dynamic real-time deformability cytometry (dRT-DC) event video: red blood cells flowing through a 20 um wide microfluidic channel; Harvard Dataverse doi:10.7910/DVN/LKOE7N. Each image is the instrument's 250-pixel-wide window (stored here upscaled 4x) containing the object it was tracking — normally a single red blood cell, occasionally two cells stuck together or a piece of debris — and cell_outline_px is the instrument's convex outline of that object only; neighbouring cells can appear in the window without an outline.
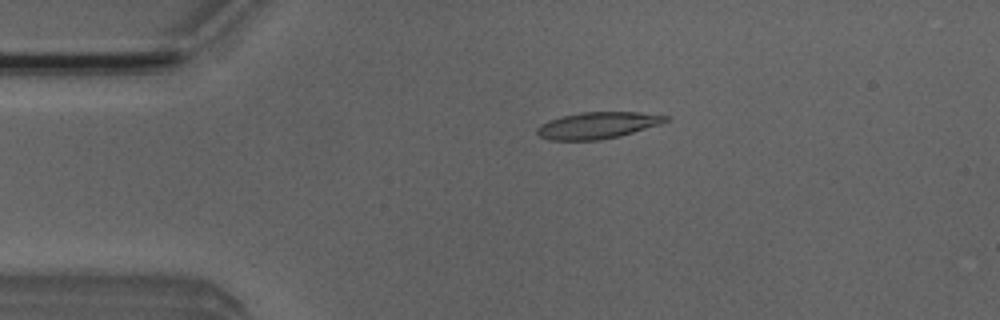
{"species": "Egyptian fruit bat (a non-hibernating species)", "species_latin": "Rousettus aegyptiacus", "temperature_condition": "room temperature", "stored_images_in_passage": 39, "camera_frame_rate_fps": 3000, "um_per_image_px": 0.085, "animal": {"sex": "male"}, "frame": {"image": 1, "passage_image": 5, "time_ms": 1.333, "image_size_px": [1000, 320], "cell_outline_px": [[668, 120], [660, 124], [620, 136], [600, 140], [548, 140], [540, 136], [536, 132], [536, 128], [540, 124], [548, 120], [580, 112], [640, 112], [668, 116]], "centroid_in_image_um": [50.77, 10.65], "position_along_channel_um": 34.2, "area_um2": 19.88}}
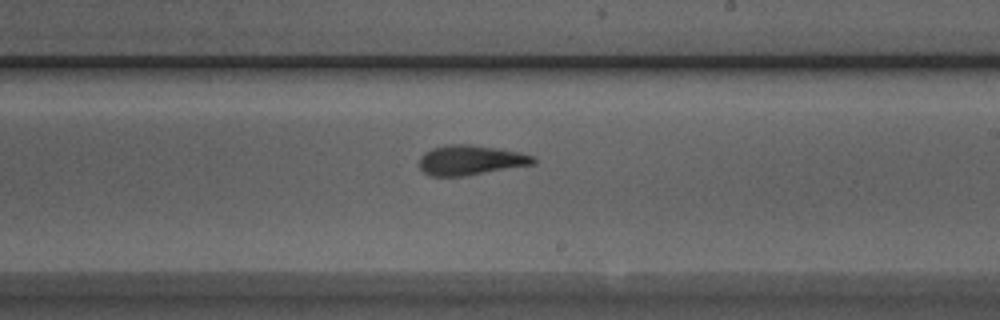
{"frame": {"image": 2, "passage_image": 24, "time_ms": 7.667, "image_size_px": [1000, 320], "cell_outline_px": [[536, 164], [464, 176], [428, 176], [420, 168], [420, 156], [424, 152], [432, 148], [448, 144], [468, 144], [520, 152], [536, 156]], "centroid_in_image_um": [40.01, 13.61], "position_along_channel_um": 249.0, "area_um2": 19.94}}
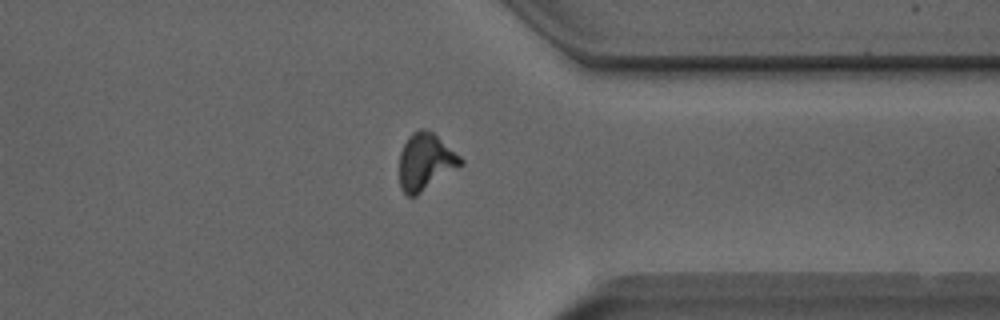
{"frame": {"image": 3, "passage_image": 34, "time_ms": 11.0, "image_size_px": [1000, 320], "cell_outline_px": [[464, 164], [416, 196], [408, 196], [400, 188], [400, 152], [408, 136], [412, 132], [420, 128], [424, 128], [432, 132], [460, 156], [464, 160]], "centroid_in_image_um": [36.17, 13.75], "position_along_channel_um": 375.2, "area_um2": 20.23}, "authors_computed_cell_mechanics": {"area_um2": 19.7676, "velocity_mm_per_s": 3.9797, "shape_relaxation_time_tau1_ms": 5.1824, "shape_relaxation_time_tau2_ms": 2.2898, "deformation_change_tau1": 0.1688, "deformation_change_tau2": 0.1247}}